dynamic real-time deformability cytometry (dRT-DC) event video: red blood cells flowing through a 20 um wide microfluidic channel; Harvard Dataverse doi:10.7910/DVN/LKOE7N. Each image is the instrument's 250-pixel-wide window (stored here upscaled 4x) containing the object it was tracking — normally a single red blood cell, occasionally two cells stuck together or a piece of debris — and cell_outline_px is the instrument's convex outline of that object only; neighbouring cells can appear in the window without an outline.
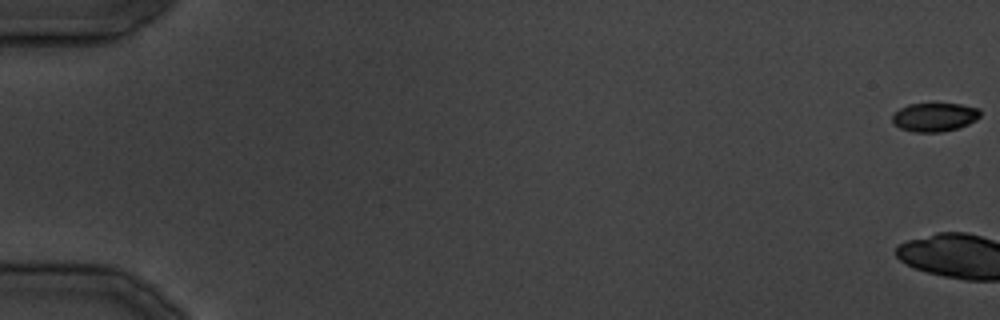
{"species": "common noctule bat (a hibernating species)", "species_latin": "Nyctalus noctula", "temperature_condition": "cold", "stored_images_in_passage": 38, "camera_frame_rate_fps": 3000, "um_per_image_px": 0.085, "animal": {"sex": "male", "body_mass_g": 19.5, "forearm_length_mm": 54.6}, "frame": {"image": 1, "passage_image": 1, "time_ms": 0.0, "image_size_px": [1000, 320], "cell_outline_px": [[980, 116], [976, 120], [968, 124], [956, 128], [940, 132], [912, 132], [900, 128], [892, 120], [892, 116], [900, 108], [908, 104], [960, 104], [980, 108]], "centroid_in_image_um": [79.45, 9.95], "position_along_channel_um": 5.6, "area_um2": 14.57}}